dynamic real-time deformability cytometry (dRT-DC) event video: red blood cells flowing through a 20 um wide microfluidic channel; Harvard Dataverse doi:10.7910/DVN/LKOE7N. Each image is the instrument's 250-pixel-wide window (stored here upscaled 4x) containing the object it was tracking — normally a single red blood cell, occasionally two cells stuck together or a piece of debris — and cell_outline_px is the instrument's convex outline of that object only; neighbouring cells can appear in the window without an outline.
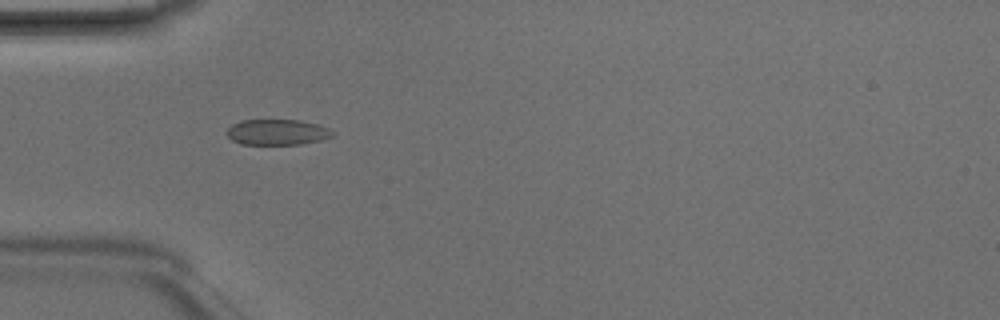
{"species": "Egyptian fruit bat (a non-hibernating species)", "species_latin": "Rousettus aegyptiacus", "temperature_condition": "room temperature", "stored_images_in_passage": 4, "camera_frame_rate_fps": 3000, "um_per_image_px": 0.085, "animal": {"sex": "male"}, "frame": {"image": 1, "passage_image": 4, "time_ms": 1.0, "image_size_px": [1000, 320], "cell_outline_px": [[336, 132], [332, 136], [320, 140], [300, 144], [240, 144], [232, 140], [228, 136], [228, 128], [232, 124], [240, 120], [300, 120], [316, 124], [328, 128]], "centroid_in_image_um": [23.56, 11.23], "position_along_channel_um": 61.4, "area_um2": 15.72}}